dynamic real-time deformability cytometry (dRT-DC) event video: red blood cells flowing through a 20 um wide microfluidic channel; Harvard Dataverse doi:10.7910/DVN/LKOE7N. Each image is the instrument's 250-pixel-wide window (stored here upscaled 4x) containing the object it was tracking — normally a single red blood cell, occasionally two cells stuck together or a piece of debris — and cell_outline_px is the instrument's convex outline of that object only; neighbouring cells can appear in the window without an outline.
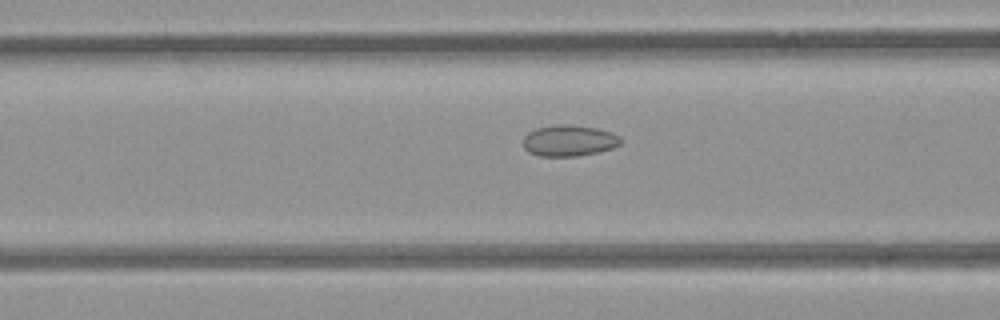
{"species": "common noctule bat (a hibernating species)", "species_latin": "Nyctalus noctula", "temperature_condition": "room temperature", "stored_images_in_passage": 29, "camera_frame_rate_fps": 3000, "um_per_image_px": 0.085, "animal": {"sex": "female", "body_mass_g": 21.9}, "frame": {"image": 1, "passage_image": 5, "time_ms": 1.333, "image_size_px": [1000, 320], "cell_outline_px": [[620, 144], [612, 148], [596, 152], [576, 156], [540, 156], [528, 152], [524, 148], [524, 136], [528, 132], [536, 128], [556, 124], [568, 124], [596, 128], [612, 132], [620, 136]], "centroid_in_image_um": [48.35, 11.94], "position_along_channel_um": 118.3, "area_um2": 17.69}}
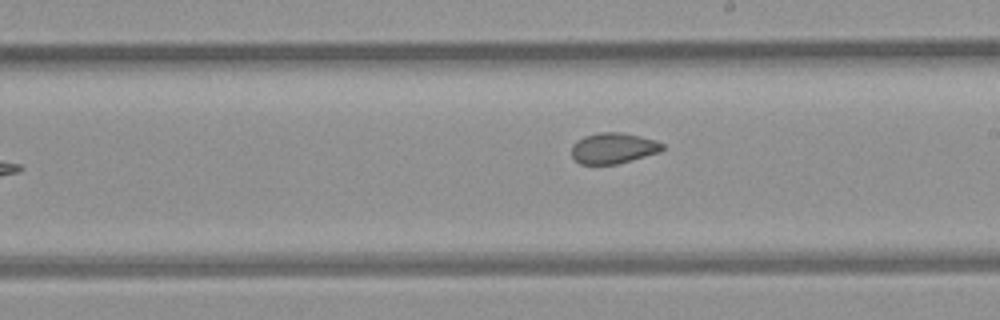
{"frame": {"image": 2, "passage_image": 14, "time_ms": 4.333, "image_size_px": [1000, 320], "cell_outline_px": [[664, 148], [660, 152], [616, 164], [580, 164], [572, 156], [572, 144], [576, 140], [584, 136], [600, 132], [620, 132], [640, 136], [656, 140], [664, 144]], "centroid_in_image_um": [52.13, 12.58], "position_along_channel_um": 236.9, "area_um2": 16.3}}
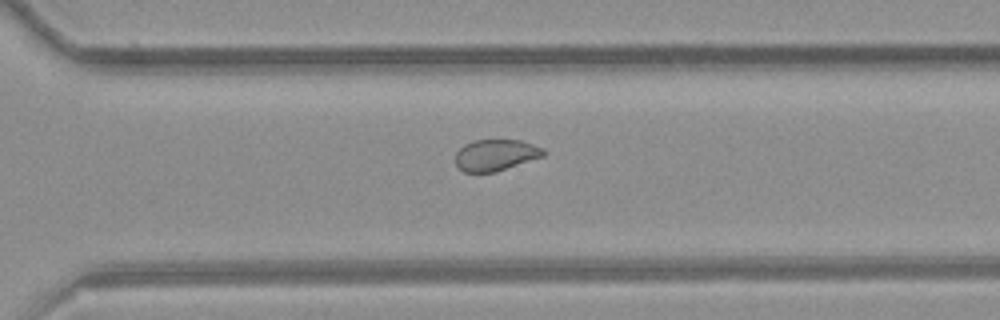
{"frame": {"image": 3, "passage_image": 21, "time_ms": 6.667, "image_size_px": [1000, 320], "cell_outline_px": [[548, 152], [544, 156], [496, 172], [464, 172], [456, 164], [456, 152], [464, 144], [472, 140], [520, 140], [544, 148]], "centroid_in_image_um": [42.16, 13.17], "position_along_channel_um": 328.4, "area_um2": 16.18}, "authors_computed_cell_mechanics": {"area_um2": 16.9354, "velocity_mm_per_s": 3.948, "shape_relaxation_time_tau1_ms": null, "shape_relaxation_time_tau2_ms": 1.3588, "deformation_change_tau1": null, "deformation_change_tau2": 0.0577}}